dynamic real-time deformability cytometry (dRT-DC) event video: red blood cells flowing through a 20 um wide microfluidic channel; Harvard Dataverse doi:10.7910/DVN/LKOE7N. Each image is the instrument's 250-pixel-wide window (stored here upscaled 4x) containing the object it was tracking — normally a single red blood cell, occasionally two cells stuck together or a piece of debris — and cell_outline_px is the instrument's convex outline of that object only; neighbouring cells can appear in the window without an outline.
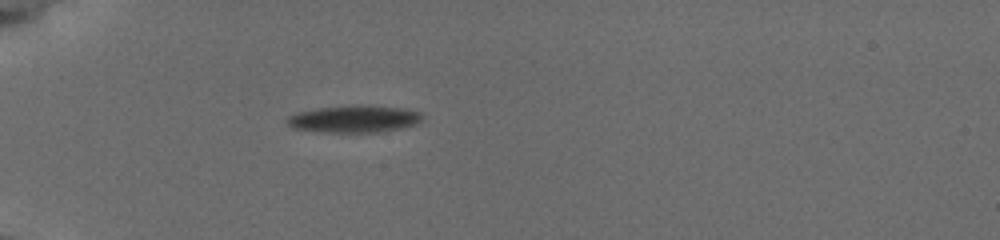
{"species": "common noctule bat (a hibernating species)", "species_latin": "Nyctalus noctula", "temperature_condition": "cold", "stored_images_in_passage": 40, "camera_frame_rate_fps": 3000, "um_per_image_px": 0.085, "animal": {"sex": "female", "body_mass_g": 19.5, "forearm_length_mm": 54.1}, "frame": {"image": 1, "passage_image": 1, "time_ms": 0.0, "image_size_px": [1000, 240], "cell_outline_px": [[420, 120], [412, 124], [400, 128], [376, 132], [328, 132], [296, 128], [288, 124], [288, 116], [296, 112], [320, 108], [356, 104], [372, 104], [400, 108], [420, 112]], "centroid_in_image_um": [30.09, 10.08], "position_along_channel_um": 54.9, "area_um2": 21.04}}
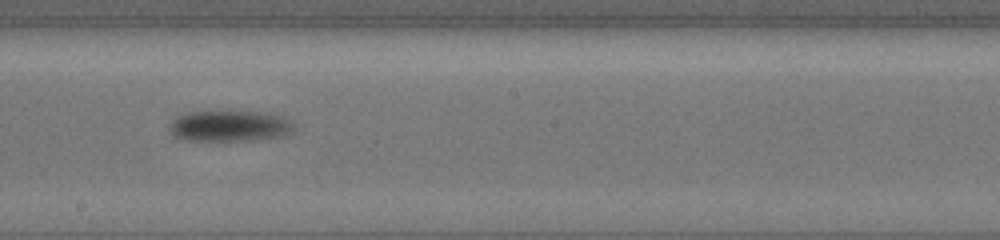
{"frame": {"image": 2, "passage_image": 17, "time_ms": 5.333, "image_size_px": [1000, 240], "cell_outline_px": [[292, 132], [284, 136], [248, 140], [180, 140], [172, 136], [168, 128], [172, 120], [176, 116], [188, 112], [272, 112], [288, 120], [292, 124]], "centroid_in_image_um": [19.46, 10.71], "position_along_channel_um": 228.7, "area_um2": 22.43}}
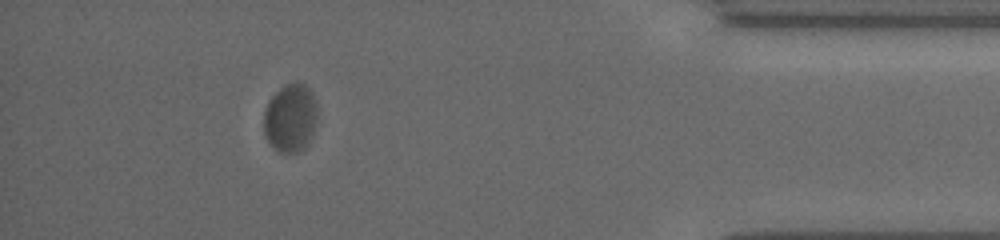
{"frame": {"image": 3, "passage_image": 35, "time_ms": 11.333, "image_size_px": [1000, 240], "cell_outline_px": [[316, 116], [312, 132], [308, 144], [304, 148], [296, 152], [280, 152], [268, 140], [264, 132], [264, 108], [268, 100], [280, 88], [288, 84], [304, 84], [312, 92], [316, 104]], "centroid_in_image_um": [24.67, 10.02], "position_along_channel_um": 410.5, "area_um2": 20.87}, "authors_computed_cell_mechanics": {"area_um2": 21.5016, "velocity_mm_per_s": 3.6649, "shape_relaxation_time_tau1_ms": 4.2908, "shape_relaxation_time_tau2_ms": null, "deformation_change_tau1": 0.0729, "deformation_change_tau2": null}}